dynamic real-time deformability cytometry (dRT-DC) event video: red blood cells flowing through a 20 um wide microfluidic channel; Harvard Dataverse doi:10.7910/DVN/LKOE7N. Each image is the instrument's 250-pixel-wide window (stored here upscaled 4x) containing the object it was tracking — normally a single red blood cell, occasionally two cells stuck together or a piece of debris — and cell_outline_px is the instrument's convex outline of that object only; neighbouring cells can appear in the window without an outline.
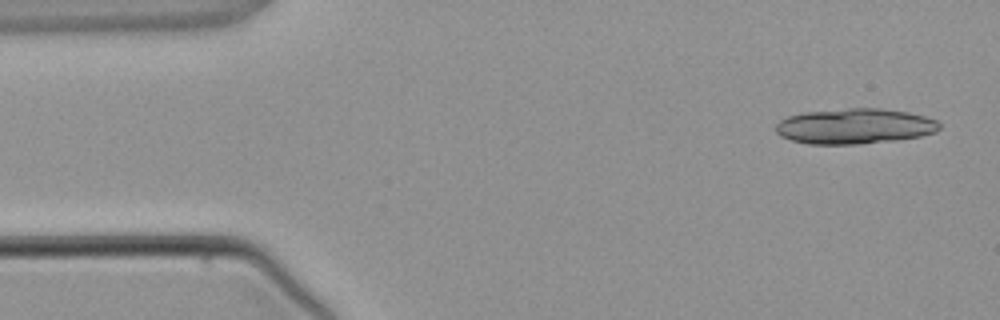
{"species": "common noctule bat (a hibernating species)", "species_latin": "Nyctalus noctula", "temperature_condition": "warm", "stored_images_in_passage": 5, "segment_of_instrument_passage": [1, 2], "camera_frame_rate_fps": 3000, "um_per_image_px": 0.085, "animal": {"sex": "male", "body_mass_g": 21.5, "forearm_length_mm": 52.0}, "frame": {"image": 1, "passage_image": 1, "time_ms": 0.0, "image_size_px": [1000, 320], "cell_outline_px": [[940, 128], [936, 132], [920, 136], [896, 140], [860, 144], [808, 144], [792, 140], [780, 136], [776, 132], [776, 124], [780, 120], [788, 116], [804, 112], [848, 108], [880, 108], [908, 112], [924, 116], [936, 120], [940, 124]], "centroid_in_image_um": [72.64, 10.73], "position_along_channel_um": 12.4, "area_um2": 33.81}}